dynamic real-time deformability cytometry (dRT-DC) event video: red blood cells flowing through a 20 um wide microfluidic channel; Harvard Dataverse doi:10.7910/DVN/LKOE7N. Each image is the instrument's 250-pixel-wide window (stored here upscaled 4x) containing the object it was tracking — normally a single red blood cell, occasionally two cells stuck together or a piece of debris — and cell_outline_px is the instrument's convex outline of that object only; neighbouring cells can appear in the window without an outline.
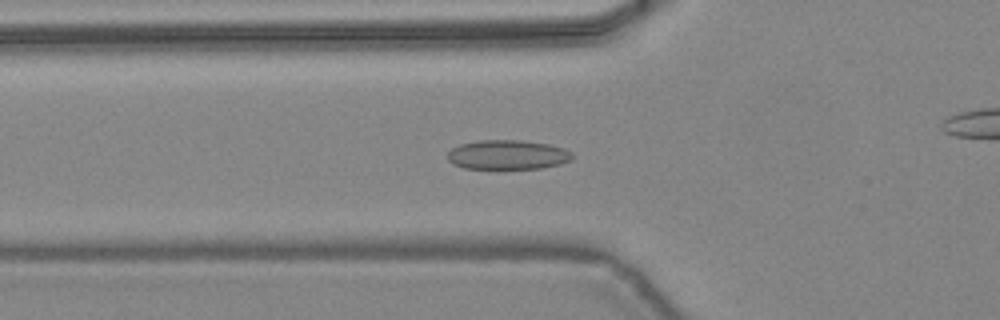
{"species": "common noctule bat (a hibernating species)", "species_latin": "Nyctalus noctula", "temperature_condition": "warm", "stored_images_in_passage": 49, "camera_frame_rate_fps": 3000, "um_per_image_px": 0.085, "animal": {"sex": "female", "body_mass_g": 24.6, "forearm_length_mm": 56.2}, "frame": {"image": 1, "passage_image": 18, "time_ms": 5.667, "image_size_px": [1000, 320], "cell_outline_px": [[572, 160], [560, 164], [540, 168], [464, 168], [452, 164], [448, 160], [448, 152], [452, 148], [460, 144], [480, 140], [520, 140], [548, 144], [564, 148], [572, 152]], "centroid_in_image_um": [43.15, 13.15], "position_along_channel_um": 82.7, "area_um2": 21.33}}
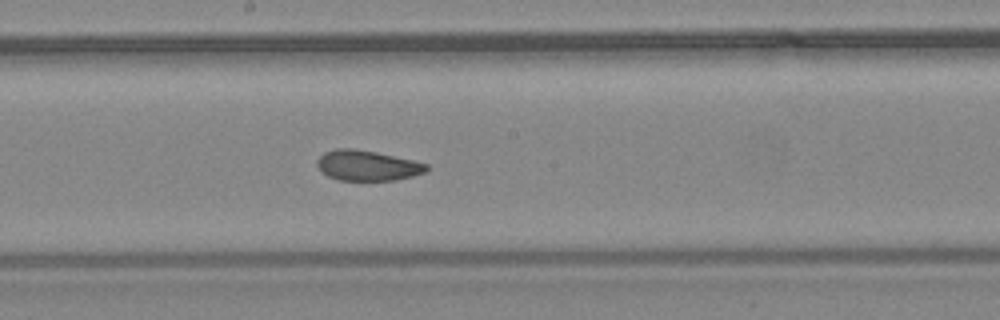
{"frame": {"image": 2, "passage_image": 27, "time_ms": 8.667, "image_size_px": [1000, 320], "cell_outline_px": [[428, 172], [396, 180], [340, 180], [328, 176], [316, 164], [316, 160], [324, 152], [336, 148], [352, 148], [376, 152], [412, 160], [428, 164]], "centroid_in_image_um": [31.23, 14.06], "position_along_channel_um": 217.0, "area_um2": 19.25}}
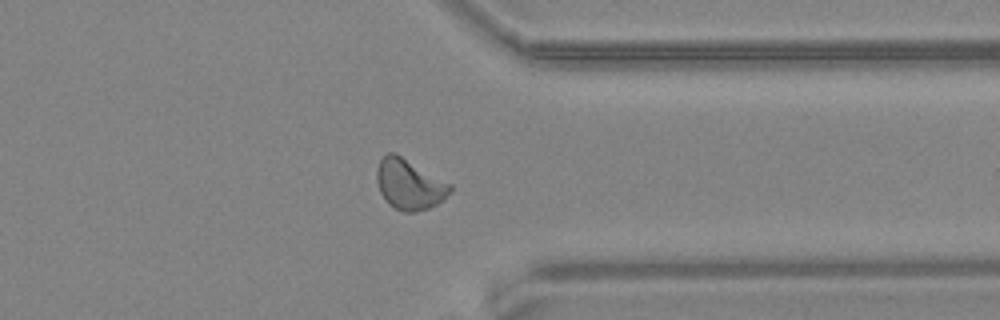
{"frame": {"image": 3, "passage_image": 38, "time_ms": 12.333, "image_size_px": [1000, 320], "cell_outline_px": [[452, 192], [436, 204], [428, 208], [412, 212], [404, 212], [388, 204], [380, 192], [376, 180], [376, 168], [380, 160], [388, 152], [396, 152], [452, 184]], "centroid_in_image_um": [34.79, 15.64], "position_along_channel_um": 376.6, "area_um2": 21.68}, "authors_computed_cell_mechanics": {"area_um2": 20.7502, "velocity_mm_per_s": 4.4389, "shape_relaxation_time_tau1_ms": null, "shape_relaxation_time_tau2_ms": 1.7445, "deformation_change_tau1": null, "deformation_change_tau2": 0.0546}}